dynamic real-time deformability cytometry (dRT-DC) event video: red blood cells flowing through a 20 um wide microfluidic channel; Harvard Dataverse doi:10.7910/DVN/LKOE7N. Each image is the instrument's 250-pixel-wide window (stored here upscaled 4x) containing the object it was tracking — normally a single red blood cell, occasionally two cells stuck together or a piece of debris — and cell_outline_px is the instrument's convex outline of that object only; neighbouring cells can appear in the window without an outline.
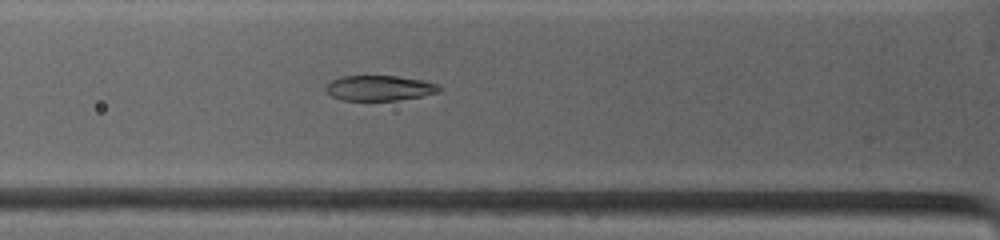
{"species": "common noctule bat (a hibernating species)", "species_latin": "Nyctalus noctula", "temperature_condition": "warm", "stored_images_in_passage": 25, "camera_frame_rate_fps": 4500, "um_per_image_px": 0.085, "animal": {"sex": "female", "body_mass_g": 19.0, "forearm_length_mm": 53.3}, "frame": {"image": 1, "passage_image": 3, "time_ms": 0.889, "image_size_px": [1000, 240], "cell_outline_px": [[444, 88], [440, 92], [420, 96], [396, 100], [340, 100], [332, 96], [324, 88], [332, 80], [340, 76], [396, 76], [424, 80], [436, 84]], "centroid_in_image_um": [32.27, 7.48], "position_along_channel_um": 93.5, "area_um2": 16.65}}
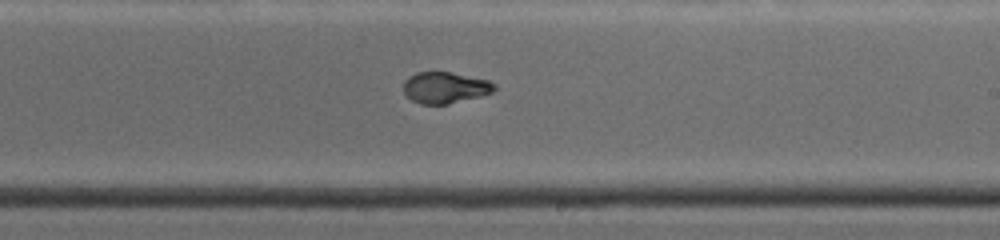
{"frame": {"image": 2, "passage_image": 12, "time_ms": 4.889, "image_size_px": [1000, 240], "cell_outline_px": [[496, 88], [492, 92], [480, 96], [448, 104], [420, 104], [412, 100], [404, 92], [404, 80], [408, 76], [416, 72], [448, 72], [488, 80], [496, 84]], "centroid_in_image_um": [37.82, 7.44], "position_along_channel_um": 251.2, "area_um2": 16.47}}
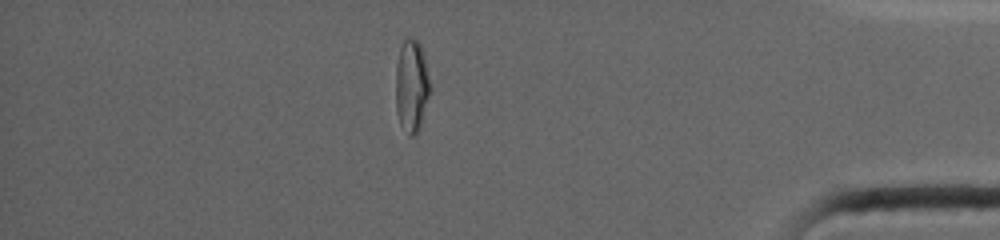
{"frame": {"image": 3, "passage_image": 22, "time_ms": 9.778, "image_size_px": [1000, 240], "cell_outline_px": [[432, 88], [420, 128], [416, 136], [408, 136], [400, 124], [396, 112], [396, 64], [400, 48], [404, 40], [408, 36], [416, 40], [420, 44], [424, 52]], "centroid_in_image_um": [35.01, 7.32], "position_along_channel_um": 400.2, "area_um2": 19.13}}